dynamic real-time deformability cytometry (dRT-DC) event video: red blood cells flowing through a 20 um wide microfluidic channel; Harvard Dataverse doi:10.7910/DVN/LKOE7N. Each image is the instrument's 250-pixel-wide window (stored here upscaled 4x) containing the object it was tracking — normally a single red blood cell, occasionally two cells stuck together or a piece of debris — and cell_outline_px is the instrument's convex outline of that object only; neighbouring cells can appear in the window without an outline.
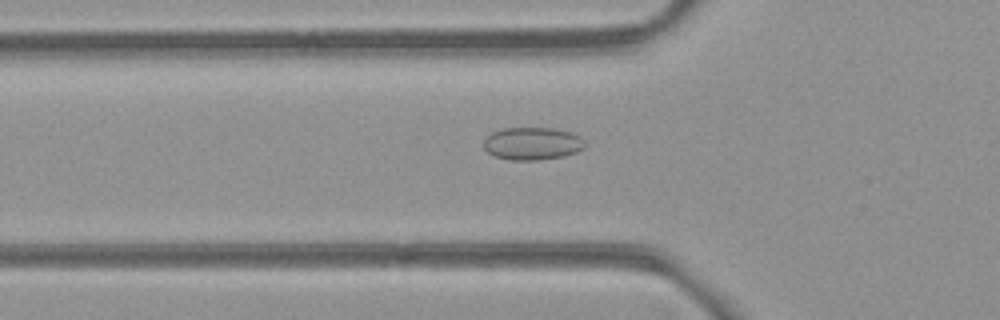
{"species": "common noctule bat (a hibernating species)", "species_latin": "Nyctalus noctula", "temperature_condition": "room temperature", "stored_images_in_passage": 52, "camera_frame_rate_fps": 3000, "um_per_image_px": 0.085, "animal": {"sex": "female", "body_mass_g": 21.9}, "frame": {"image": 1, "passage_image": 18, "time_ms": 5.667, "image_size_px": [1000, 320], "cell_outline_px": [[584, 148], [576, 152], [564, 156], [536, 160], [508, 160], [492, 156], [484, 148], [484, 140], [492, 132], [504, 128], [552, 128], [572, 132], [580, 136], [584, 140]], "centroid_in_image_um": [45.24, 12.21], "position_along_channel_um": 80.6, "area_um2": 19.36}}
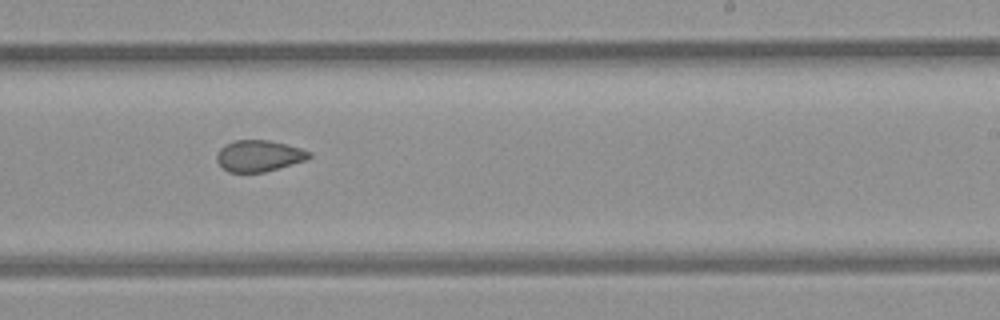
{"frame": {"image": 2, "passage_image": 32, "time_ms": 10.333, "image_size_px": [1000, 320], "cell_outline_px": [[312, 156], [304, 160], [264, 172], [228, 172], [216, 160], [216, 156], [220, 148], [224, 144], [236, 140], [268, 140], [300, 148], [312, 152]], "centroid_in_image_um": [21.98, 13.24], "position_along_channel_um": 267.0, "area_um2": 16.65}}
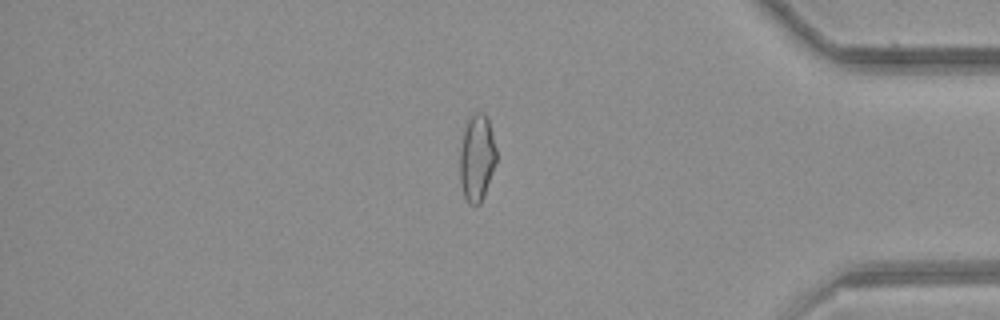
{"frame": {"image": 3, "passage_image": 44, "time_ms": 14.333, "image_size_px": [1000, 320], "cell_outline_px": [[496, 160], [480, 204], [468, 204], [464, 196], [460, 180], [460, 148], [464, 132], [468, 120], [476, 112], [484, 112], [488, 120], [496, 148]], "centroid_in_image_um": [40.52, 13.42], "position_along_channel_um": 394.7, "area_um2": 17.98}, "authors_computed_cell_mechanics": {"area_um2": 18.8428, "velocity_mm_per_s": 3.9787, "shape_relaxation_time_tau1_ms": null, "shape_relaxation_time_tau2_ms": 1.9939, "deformation_change_tau1": null, "deformation_change_tau2": 0.0592}}